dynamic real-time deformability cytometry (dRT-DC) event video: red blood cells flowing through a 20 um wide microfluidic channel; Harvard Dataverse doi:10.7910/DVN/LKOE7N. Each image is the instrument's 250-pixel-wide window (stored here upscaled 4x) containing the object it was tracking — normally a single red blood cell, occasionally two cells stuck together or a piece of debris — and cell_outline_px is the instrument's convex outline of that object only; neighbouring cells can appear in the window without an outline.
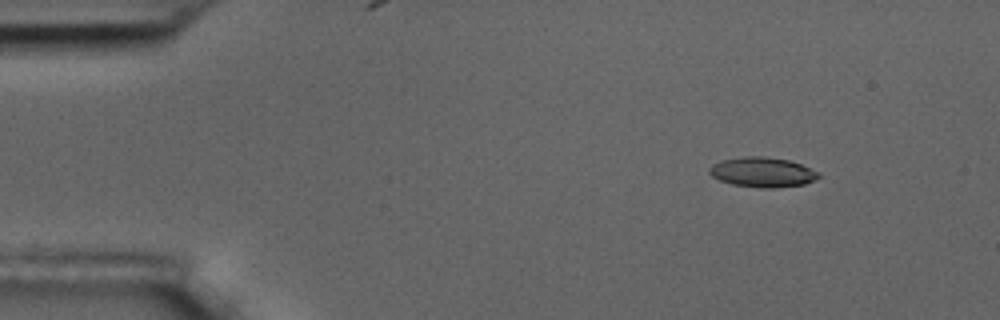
{"species": "common noctule bat (a hibernating species)", "species_latin": "Nyctalus noctula", "temperature_condition": "room temperature", "stored_images_in_passage": 5, "camera_frame_rate_fps": 3000, "um_per_image_px": 0.085, "animal": {"sex": "male", "body_mass_g": 17.5, "forearm_length_mm": 52.3}, "frame": {"image": 1, "passage_image": 2, "time_ms": 1.0, "image_size_px": [1000, 320], "cell_outline_px": [[820, 176], [804, 184], [776, 188], [760, 188], [732, 184], [720, 180], [712, 176], [708, 172], [708, 168], [712, 164], [720, 160], [744, 156], [764, 156], [788, 160], [800, 164], [820, 172]], "centroid_in_image_um": [64.77, 14.63], "position_along_channel_um": 20.2, "area_um2": 19.07}}
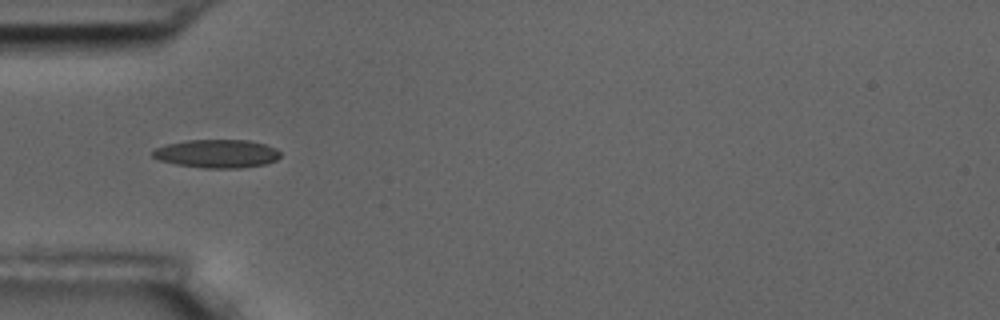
{"frame": {"image": 2, "passage_image": 5, "time_ms": 4.667, "image_size_px": [1000, 320], "cell_outline_px": [[280, 156], [276, 160], [268, 164], [240, 168], [204, 168], [176, 164], [160, 160], [152, 156], [152, 152], [156, 148], [168, 144], [188, 140], [248, 140], [264, 144], [276, 148], [280, 152]], "centroid_in_image_um": [18.47, 13.06], "position_along_channel_um": 66.5, "area_um2": 21.04}}